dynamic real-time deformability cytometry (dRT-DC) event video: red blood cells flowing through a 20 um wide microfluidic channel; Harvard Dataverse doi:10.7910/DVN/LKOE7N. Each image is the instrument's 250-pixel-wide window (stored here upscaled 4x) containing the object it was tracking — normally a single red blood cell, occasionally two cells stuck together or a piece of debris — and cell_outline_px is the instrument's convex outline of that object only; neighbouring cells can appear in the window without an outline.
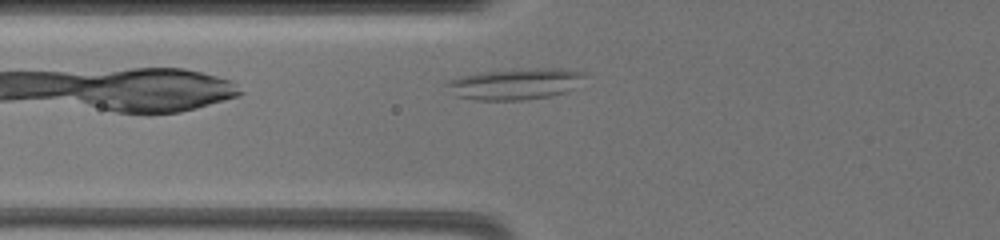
{"species": "common noctule bat (a hibernating species)", "species_latin": "Nyctalus noctula", "temperature_condition": "warm", "stored_images_in_passage": 5, "camera_frame_rate_fps": 3000, "um_per_image_px": 0.085, "animal": {"sex": "female", "body_mass_g": 19.5, "forearm_length_mm": 54.1}, "frame": {"image": 1, "passage_image": 2, "time_ms": 1.0, "image_size_px": [1000, 240], "cell_outline_px": [[584, 76], [572, 88], [564, 92], [548, 96], [524, 100], [476, 100], [456, 96], [444, 84], [444, 80], [460, 76], [480, 72], [524, 68], [568, 68], [580, 72]], "centroid_in_image_um": [43.69, 7.12], "position_along_channel_um": 82.1, "area_um2": 25.03}}
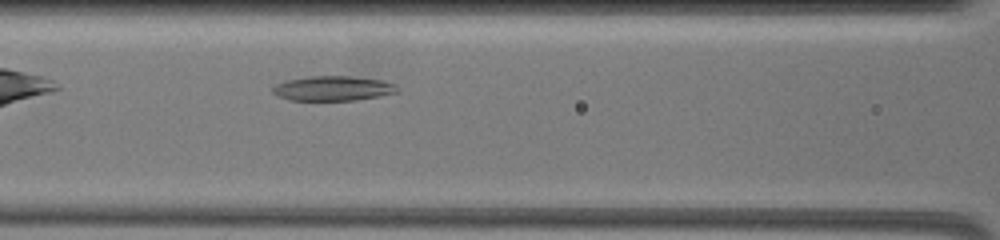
{"frame": {"image": 2, "passage_image": 4, "time_ms": 2.667, "image_size_px": [1000, 240], "cell_outline_px": [[400, 92], [380, 96], [356, 100], [288, 100], [276, 96], [272, 92], [272, 88], [276, 84], [288, 80], [308, 76], [352, 76], [384, 80], [396, 84], [400, 88]], "centroid_in_image_um": [28.35, 7.51], "position_along_channel_um": 138.2, "area_um2": 18.26}}
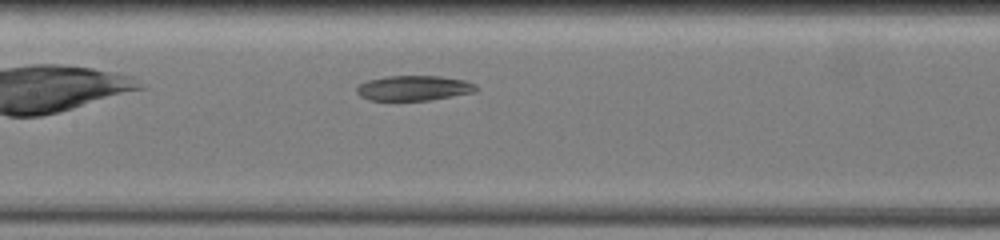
{"frame": {"image": 3, "passage_image": 5, "time_ms": 3.667, "image_size_px": [1000, 240], "cell_outline_px": [[480, 88], [476, 92], [428, 100], [368, 100], [360, 96], [356, 92], [356, 88], [360, 84], [368, 80], [384, 76], [440, 76], [464, 80], [476, 84]], "centroid_in_image_um": [35.19, 7.48], "position_along_channel_um": 172.2, "area_um2": 17.51}}